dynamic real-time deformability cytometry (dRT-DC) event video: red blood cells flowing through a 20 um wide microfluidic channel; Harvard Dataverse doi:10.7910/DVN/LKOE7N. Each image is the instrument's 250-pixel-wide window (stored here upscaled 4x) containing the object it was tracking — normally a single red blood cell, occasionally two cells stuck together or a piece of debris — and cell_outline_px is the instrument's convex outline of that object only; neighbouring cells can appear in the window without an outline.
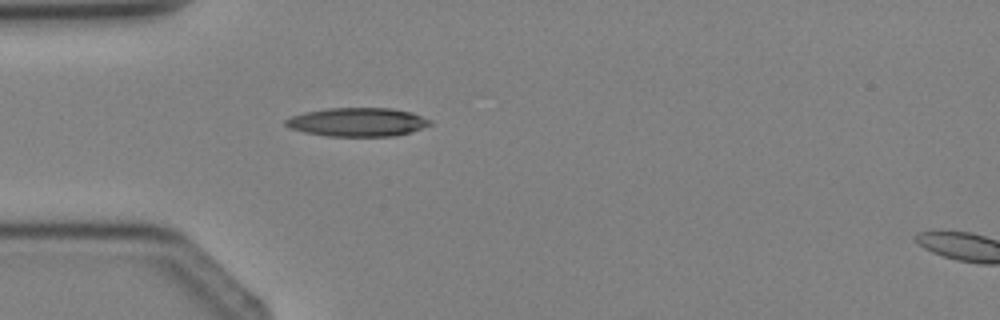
{"species": "Egyptian fruit bat (a non-hibernating species)", "species_latin": "Rousettus aegyptiacus", "temperature_condition": "cold", "stored_images_in_passage": 4, "camera_frame_rate_fps": 3000, "um_per_image_px": 0.085, "animal": {"sex": "female"}, "frame": {"image": 1, "passage_image": 3, "time_ms": 3.0, "image_size_px": [1000, 320], "cell_outline_px": [[432, 124], [396, 136], [328, 136], [304, 132], [288, 128], [284, 124], [284, 120], [292, 116], [304, 112], [324, 108], [392, 108], [412, 112], [432, 120]], "centroid_in_image_um": [30.36, 10.37], "position_along_channel_um": 54.6, "area_um2": 24.22}}